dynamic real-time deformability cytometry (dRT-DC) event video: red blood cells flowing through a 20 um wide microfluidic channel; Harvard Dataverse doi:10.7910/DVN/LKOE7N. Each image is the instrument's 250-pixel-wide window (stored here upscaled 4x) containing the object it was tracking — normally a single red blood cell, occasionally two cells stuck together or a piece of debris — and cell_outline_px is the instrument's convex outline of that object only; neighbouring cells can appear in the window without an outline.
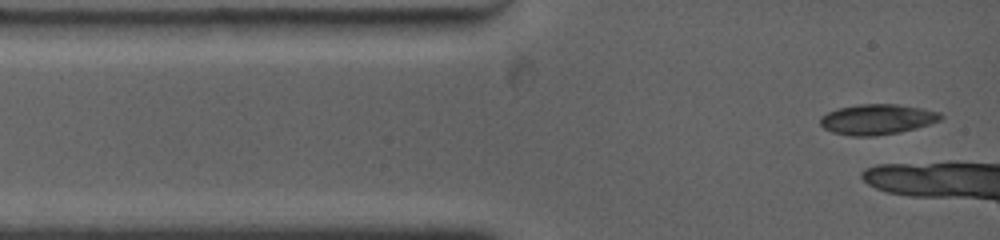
{"species": "common noctule bat (a hibernating species)", "species_latin": "Nyctalus noctula", "temperature_condition": "warm", "stored_images_in_passage": 4, "camera_frame_rate_fps": 4500, "um_per_image_px": 0.085, "animal": {"sex": "female", "body_mass_g": 19.0, "forearm_length_mm": 53.3}, "frame": {"image": 1, "passage_image": 1, "time_ms": 0.0, "image_size_px": [1000, 240], "cell_outline_px": [[944, 116], [940, 120], [916, 128], [900, 132], [872, 136], [852, 136], [832, 132], [824, 128], [820, 124], [820, 116], [836, 108], [860, 104], [896, 104], [924, 108], [940, 112]], "centroid_in_image_um": [74.55, 10.13], "position_along_channel_um": 10.4, "area_um2": 21.39}}